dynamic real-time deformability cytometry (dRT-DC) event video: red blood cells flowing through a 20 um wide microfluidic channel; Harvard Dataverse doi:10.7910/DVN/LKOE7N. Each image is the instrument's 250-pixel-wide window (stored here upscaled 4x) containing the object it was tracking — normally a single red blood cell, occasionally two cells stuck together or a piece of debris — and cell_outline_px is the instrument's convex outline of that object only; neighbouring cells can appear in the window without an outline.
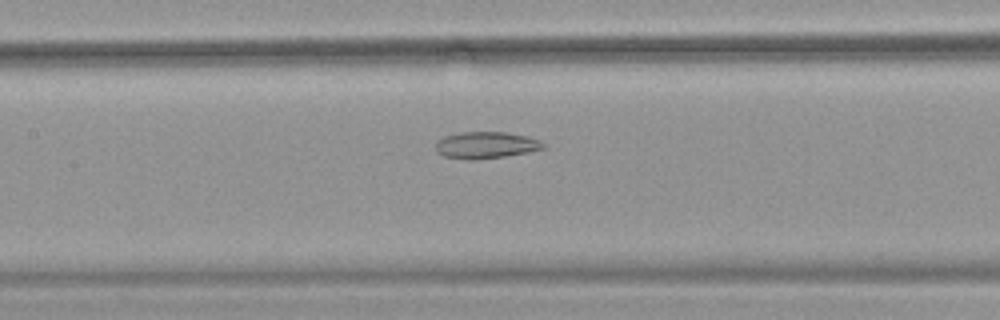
{"species": "common noctule bat (a hibernating species)", "species_latin": "Nyctalus noctula", "temperature_condition": "warm", "stored_images_in_passage": 33, "camera_frame_rate_fps": 3000, "um_per_image_px": 0.085, "animal": {"sex": "female", "body_mass_g": 18.4}, "frame": {"image": 1, "passage_image": 8, "time_ms": 2.333, "image_size_px": [1000, 320], "cell_outline_px": [[544, 148], [528, 152], [504, 156], [476, 160], [468, 160], [444, 156], [436, 152], [436, 144], [444, 136], [460, 132], [504, 132], [528, 136], [540, 140], [544, 144]], "centroid_in_image_um": [41.3, 12.33], "position_along_channel_um": 166.1, "area_um2": 16.7}}
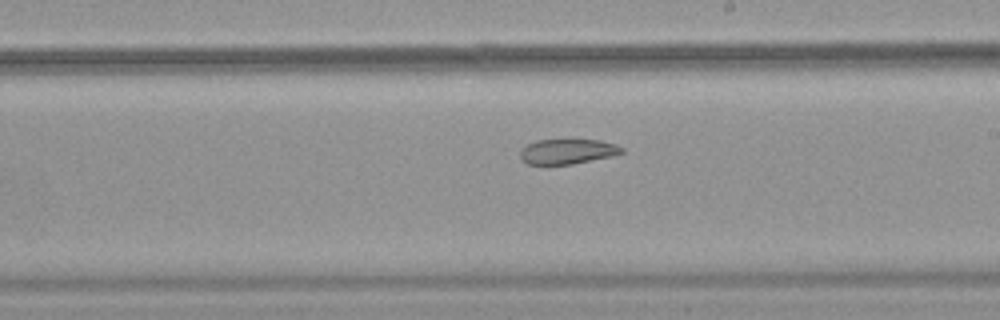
{"frame": {"image": 2, "passage_image": 14, "time_ms": 4.333, "image_size_px": [1000, 320], "cell_outline_px": [[624, 152], [612, 156], [572, 164], [528, 164], [520, 160], [520, 152], [528, 144], [536, 140], [600, 140], [616, 144], [624, 148]], "centroid_in_image_um": [48.25, 12.88], "position_along_channel_um": 240.7, "area_um2": 14.74}}
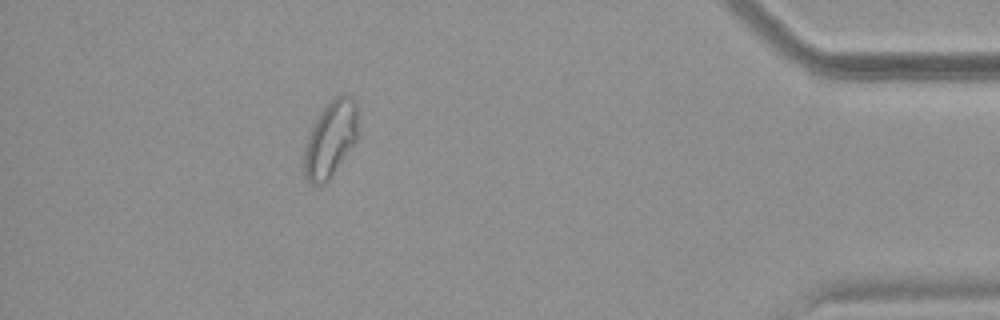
{"frame": {"image": 3, "passage_image": 31, "time_ms": 10.0, "image_size_px": [1000, 320], "cell_outline_px": [[356, 140], [328, 180], [324, 184], [312, 184], [304, 176], [304, 148], [312, 124], [324, 104], [332, 96], [352, 96], [356, 104]], "centroid_in_image_um": [28.05, 11.78], "position_along_channel_um": 407.2, "area_um2": 23.7}}